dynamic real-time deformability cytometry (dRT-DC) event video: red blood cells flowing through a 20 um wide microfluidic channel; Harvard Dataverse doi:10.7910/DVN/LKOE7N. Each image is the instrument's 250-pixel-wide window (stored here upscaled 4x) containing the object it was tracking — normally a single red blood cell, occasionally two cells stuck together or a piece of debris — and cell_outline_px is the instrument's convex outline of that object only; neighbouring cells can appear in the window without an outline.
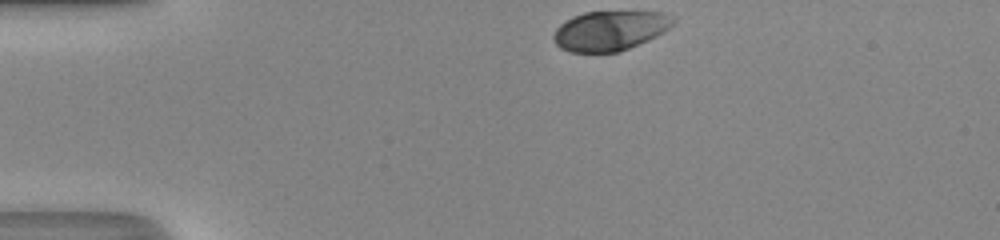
{"species": "human", "species_latin": "Homo sapiens", "temperature_condition": "room temperature", "stored_images_in_passage": 31, "camera_frame_rate_fps": 3000, "um_per_image_px": 0.085, "donor": {"sex": "male"}, "frame": {"image": 1, "passage_image": 1, "time_ms": 0.0, "image_size_px": [1000, 240], "cell_outline_px": [[676, 20], [664, 32], [648, 40], [620, 52], [568, 52], [560, 48], [556, 44], [552, 36], [556, 28], [564, 20], [572, 16], [584, 12], [664, 12], [672, 16]], "centroid_in_image_um": [51.82, 2.61], "position_along_channel_um": 33.2, "area_um2": 27.8}}
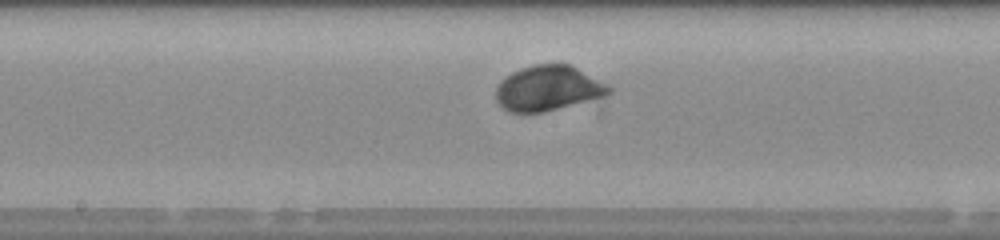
{"frame": {"image": 2, "passage_image": 17, "time_ms": 5.333, "image_size_px": [1000, 240], "cell_outline_px": [[612, 92], [608, 96], [544, 112], [508, 112], [496, 100], [496, 88], [500, 80], [512, 72], [520, 68], [536, 64], [568, 64], [576, 68], [612, 88]], "centroid_in_image_um": [46.57, 7.51], "position_along_channel_um": 201.6, "area_um2": 29.54}}
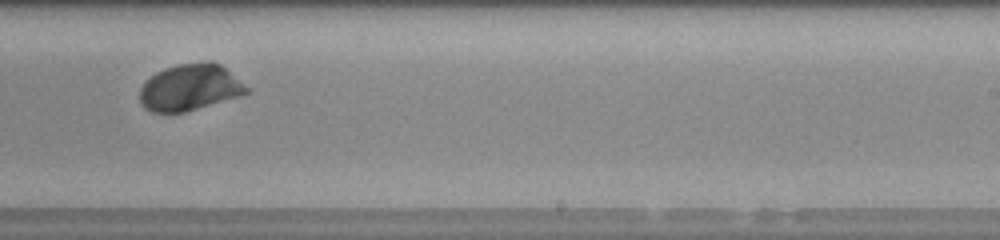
{"frame": {"image": 3, "passage_image": 22, "time_ms": 7.0, "image_size_px": [1000, 240], "cell_outline_px": [[248, 92], [244, 96], [184, 112], [152, 112], [144, 108], [140, 104], [140, 88], [144, 80], [156, 72], [164, 68], [176, 64], [208, 60], [212, 60], [220, 64], [248, 88]], "centroid_in_image_um": [16.12, 7.42], "position_along_channel_um": 272.9, "area_um2": 29.3}, "authors_computed_cell_mechanics": {"area_um2": 29.3046, "velocity_mm_per_s": 4.2759, "shape_relaxation_time_tau1_ms": 1.925, "shape_relaxation_time_tau2_ms": null, "deformation_change_tau1": 0.1443, "deformation_change_tau2": null}}